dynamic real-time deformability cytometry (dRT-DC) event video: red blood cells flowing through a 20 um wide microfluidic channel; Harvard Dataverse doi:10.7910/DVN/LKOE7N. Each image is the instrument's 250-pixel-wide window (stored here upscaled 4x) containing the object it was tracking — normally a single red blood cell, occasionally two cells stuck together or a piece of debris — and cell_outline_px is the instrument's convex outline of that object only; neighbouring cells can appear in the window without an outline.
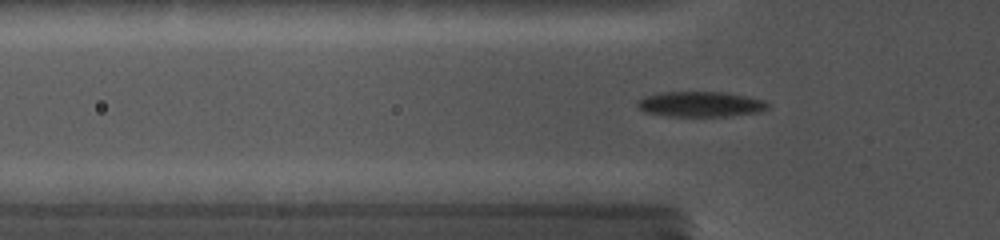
{"species": "common noctule bat (a hibernating species)", "species_latin": "Nyctalus noctula", "temperature_condition": "cold", "stored_images_in_passage": 63, "camera_frame_rate_fps": 5000, "um_per_image_px": 0.085, "animal": {"sex": "female", "body_mass_g": 19.0, "forearm_length_mm": 56.7}, "frame": {"image": 1, "passage_image": 22, "time_ms": 5.2, "image_size_px": [1000, 240], "cell_outline_px": [[768, 108], [760, 112], [728, 116], [668, 116], [644, 112], [636, 104], [640, 100], [648, 96], [660, 92], [720, 92], [744, 96], [764, 100], [768, 104]], "centroid_in_image_um": [59.55, 8.86], "position_along_channel_um": 66.2, "area_um2": 18.96}}
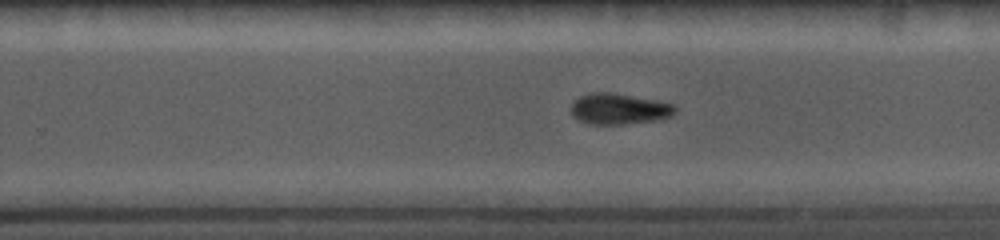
{"frame": {"image": 2, "passage_image": 43, "time_ms": 10.6, "image_size_px": [1000, 240], "cell_outline_px": [[676, 112], [672, 116], [664, 120], [624, 124], [588, 124], [576, 120], [572, 116], [572, 104], [580, 96], [596, 92], [608, 92], [652, 100], [672, 104], [676, 108]], "centroid_in_image_um": [52.63, 9.29], "position_along_channel_um": 277.2, "area_um2": 18.67}}
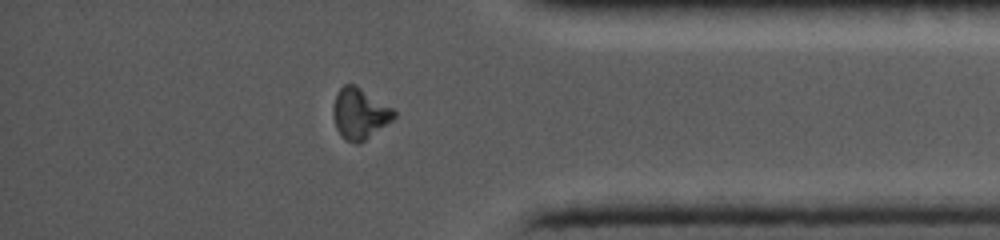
{"frame": {"image": 3, "passage_image": 56, "time_ms": 14.0, "image_size_px": [1000, 240], "cell_outline_px": [[396, 116], [392, 120], [360, 144], [356, 144], [340, 136], [336, 128], [332, 112], [332, 104], [340, 88], [344, 84], [352, 84], [360, 88], [392, 108], [396, 112]], "centroid_in_image_um": [30.54, 9.68], "position_along_channel_um": 404.7, "area_um2": 17.86}, "authors_computed_cell_mechanics": {"area_um2": 18.207, "velocity_mm_per_s": 3.9054, "shape_relaxation_time_tau1_ms": null, "shape_relaxation_time_tau2_ms": 1.9347, "deformation_change_tau1": null, "deformation_change_tau2": 0.0441}}